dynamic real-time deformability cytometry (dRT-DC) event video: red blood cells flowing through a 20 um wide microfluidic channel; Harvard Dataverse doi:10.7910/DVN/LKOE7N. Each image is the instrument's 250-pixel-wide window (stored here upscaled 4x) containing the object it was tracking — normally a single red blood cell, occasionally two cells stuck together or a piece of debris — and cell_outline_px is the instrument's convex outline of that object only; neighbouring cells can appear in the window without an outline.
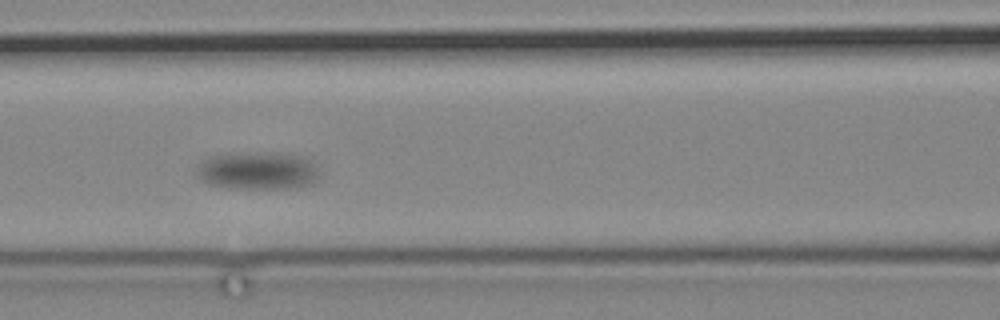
{"species": "common noctule bat (a hibernating species)", "species_latin": "Nyctalus noctula", "temperature_condition": "cold", "stored_images_in_passage": 11, "camera_frame_rate_fps": 3000, "um_per_image_px": 0.085, "animal": {"sex": "male", "body_mass_g": 19.2, "forearm_length_mm": 51.8}, "frame": {"image": 1, "passage_image": 5, "time_ms": 4.667, "image_size_px": [1000, 320], "cell_outline_px": [[320, 176], [312, 184], [296, 188], [236, 188], [208, 184], [200, 180], [196, 176], [196, 172], [204, 160], [208, 156], [312, 156], [320, 172]], "centroid_in_image_um": [22.01, 14.59], "position_along_channel_um": 144.6, "area_um2": 25.84}}
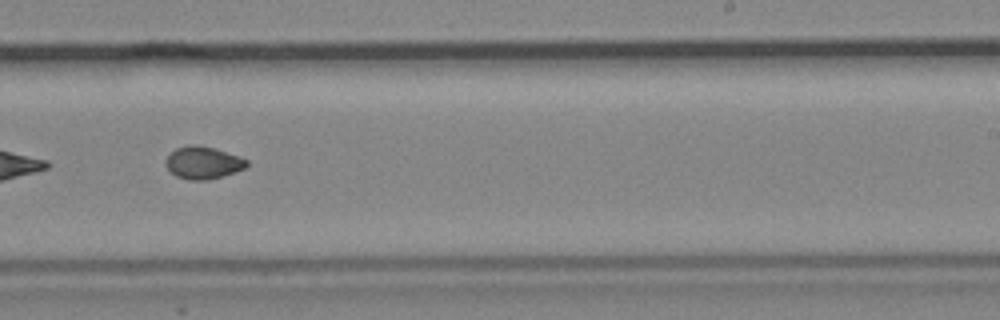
{"frame": {"image": 2, "passage_image": 10, "time_ms": 11.333, "image_size_px": [1000, 320], "cell_outline_px": [[248, 164], [244, 168], [208, 180], [188, 180], [176, 176], [164, 164], [164, 160], [176, 148], [188, 144], [196, 144], [216, 148], [240, 156], [248, 160]], "centroid_in_image_um": [17.24, 13.81], "position_along_channel_um": 271.8, "area_um2": 15.32}}
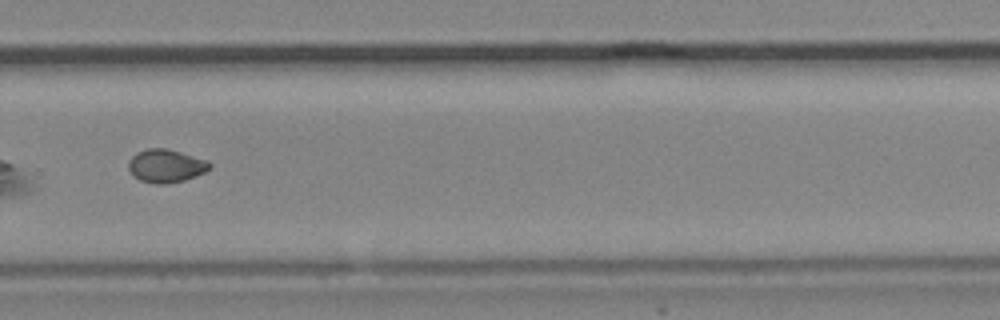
{"frame": {"image": 3, "passage_image": 11, "time_ms": 12.667, "image_size_px": [1000, 320], "cell_outline_px": [[212, 168], [196, 176], [184, 180], [168, 184], [156, 184], [140, 180], [132, 176], [128, 168], [128, 160], [136, 152], [148, 148], [168, 148], [208, 160], [212, 164]], "centroid_in_image_um": [14.1, 14.09], "position_along_channel_um": 315.7, "area_um2": 16.01}}